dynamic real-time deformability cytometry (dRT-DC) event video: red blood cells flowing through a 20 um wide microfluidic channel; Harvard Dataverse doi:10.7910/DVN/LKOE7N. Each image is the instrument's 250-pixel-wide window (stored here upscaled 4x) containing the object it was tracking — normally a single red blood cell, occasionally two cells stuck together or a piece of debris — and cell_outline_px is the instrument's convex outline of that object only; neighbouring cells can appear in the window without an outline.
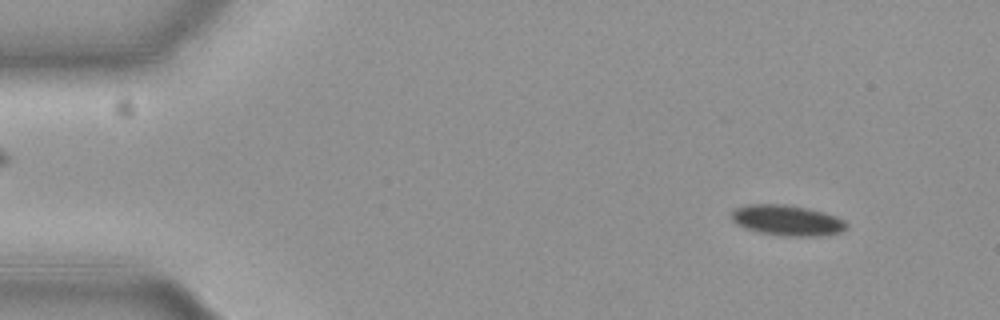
{"species": "common noctule bat (a hibernating species)", "species_latin": "Nyctalus noctula", "temperature_condition": "cold", "stored_images_in_passage": 17, "camera_frame_rate_fps": 3000, "um_per_image_px": 0.085, "animal": {"sex": "female", "body_mass_g": 19.3, "forearm_length_mm": 54.1}, "frame": {"image": 1, "passage_image": 5, "time_ms": 1.333, "image_size_px": [1000, 320], "cell_outline_px": [[848, 224], [840, 232], [820, 236], [784, 236], [760, 232], [748, 228], [732, 220], [732, 212], [736, 208], [744, 204], [784, 204], [808, 208], [824, 212], [836, 216], [844, 220]], "centroid_in_image_um": [66.93, 18.71], "position_along_channel_um": 18.1, "area_um2": 20.29}}
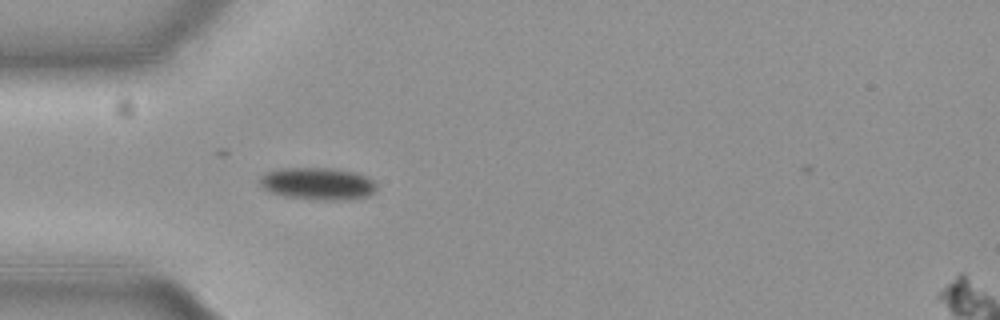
{"frame": {"image": 2, "passage_image": 16, "time_ms": 5.0, "image_size_px": [1000, 320], "cell_outline_px": [[376, 188], [368, 196], [344, 200], [320, 200], [284, 196], [268, 192], [260, 188], [260, 176], [264, 172], [284, 168], [332, 168], [356, 172], [368, 176], [376, 184]], "centroid_in_image_um": [26.97, 15.61], "position_along_channel_um": 58.0, "area_um2": 22.2}}